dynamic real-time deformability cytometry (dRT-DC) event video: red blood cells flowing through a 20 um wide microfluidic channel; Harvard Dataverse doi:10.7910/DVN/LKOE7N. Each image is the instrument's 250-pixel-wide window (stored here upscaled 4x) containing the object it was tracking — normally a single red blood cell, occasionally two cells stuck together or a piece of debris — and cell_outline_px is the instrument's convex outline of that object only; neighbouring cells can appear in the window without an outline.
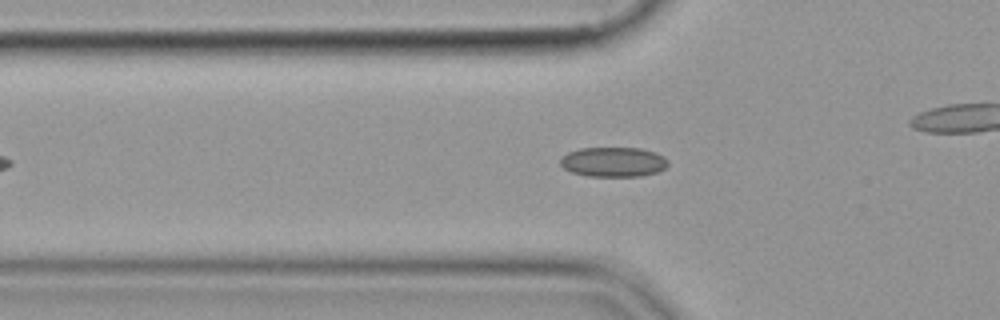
{"species": "common noctule bat (a hibernating species)", "species_latin": "Nyctalus noctula", "temperature_condition": "cold", "stored_images_in_passage": 32, "camera_frame_rate_fps": 3000, "um_per_image_px": 0.085, "animal": {"sex": "female", "body_mass_g": 19.9}, "frame": {"image": 1, "passage_image": 4, "time_ms": 1.0, "image_size_px": [1000, 320], "cell_outline_px": [[668, 164], [664, 168], [656, 172], [640, 176], [588, 176], [572, 172], [564, 168], [560, 164], [560, 160], [568, 152], [580, 148], [640, 148], [656, 152], [664, 156], [668, 160]], "centroid_in_image_um": [52.15, 13.76], "position_along_channel_um": 73.7, "area_um2": 18.61}}
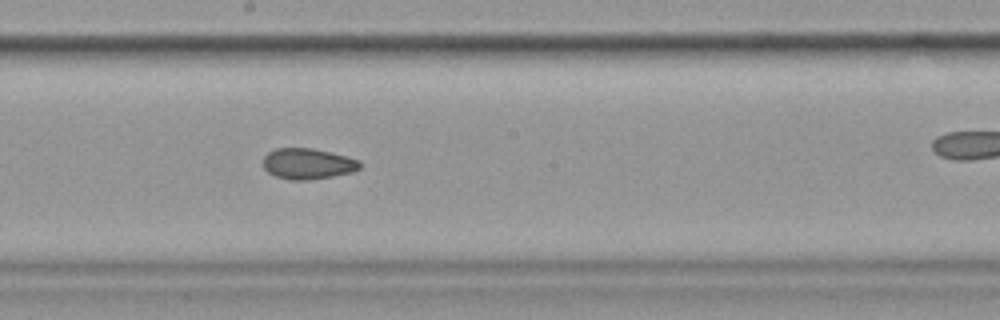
{"frame": {"image": 2, "passage_image": 16, "time_ms": 5.0, "image_size_px": [1000, 320], "cell_outline_px": [[360, 168], [352, 172], [332, 176], [308, 180], [292, 180], [276, 176], [268, 172], [264, 168], [264, 156], [268, 152], [276, 148], [312, 148], [360, 160]], "centroid_in_image_um": [26.14, 13.92], "position_along_channel_um": 222.1, "area_um2": 17.17}}
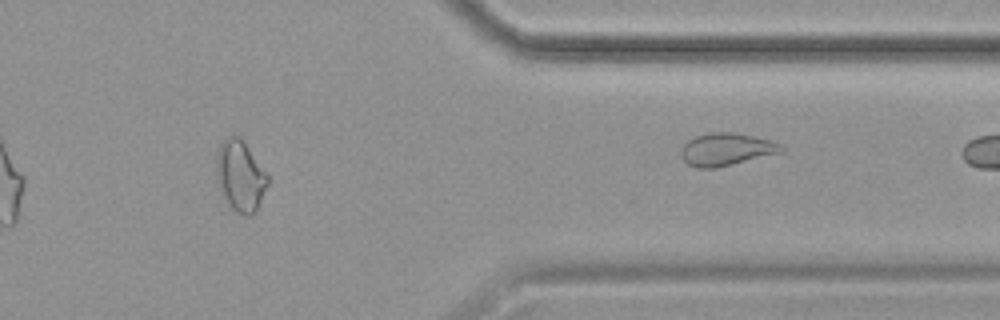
{"frame": {"image": 3, "passage_image": 31, "time_ms": 10.0, "image_size_px": [1000, 320], "cell_outline_px": [[268, 184], [256, 212], [252, 216], [248, 216], [236, 212], [228, 204], [216, 172], [216, 152], [220, 144], [228, 136], [240, 136], [268, 176]], "centroid_in_image_um": [20.44, 14.95], "position_along_channel_um": 391.0, "area_um2": 20.75}}